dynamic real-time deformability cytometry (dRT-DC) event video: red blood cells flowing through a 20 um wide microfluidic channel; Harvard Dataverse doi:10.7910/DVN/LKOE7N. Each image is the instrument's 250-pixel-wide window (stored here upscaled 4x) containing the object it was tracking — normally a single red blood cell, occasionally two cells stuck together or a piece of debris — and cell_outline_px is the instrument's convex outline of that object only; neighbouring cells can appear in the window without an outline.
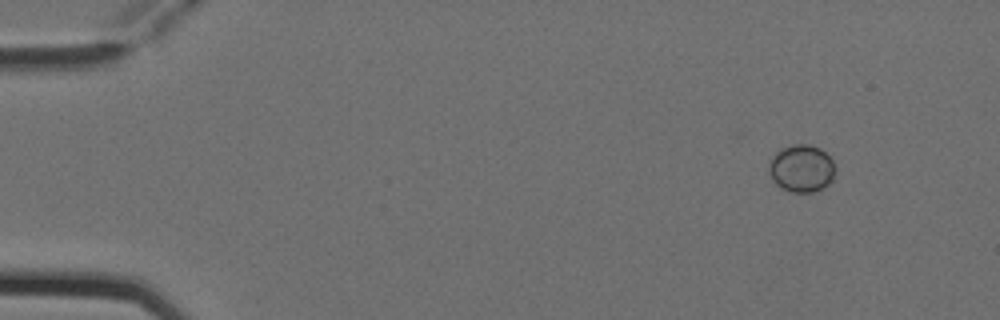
{"species": "Egyptian fruit bat (a non-hibernating species)", "species_latin": "Rousettus aegyptiacus", "temperature_condition": "cold", "stored_images_in_passage": 5, "segment_of_instrument_passage": [1, 2], "camera_frame_rate_fps": 3000, "um_per_image_px": 0.085, "animal": {"sex": "female"}, "frame": {"image": 1, "passage_image": 1, "time_ms": 0.0, "image_size_px": [1000, 320], "cell_outline_px": [[836, 168], [832, 180], [828, 184], [812, 192], [792, 192], [780, 188], [772, 180], [768, 172], [768, 164], [772, 156], [780, 148], [792, 144], [808, 144], [820, 148], [832, 160]], "centroid_in_image_um": [68.09, 14.3], "position_along_channel_um": 16.9, "area_um2": 18.5}}
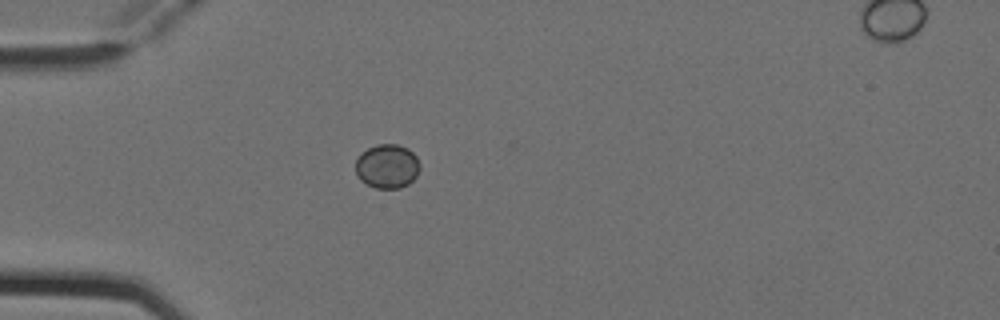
{"frame": {"image": 2, "passage_image": 4, "time_ms": 1.0, "image_size_px": [1000, 320], "cell_outline_px": [[420, 168], [416, 176], [408, 184], [400, 188], [376, 188], [360, 180], [356, 172], [356, 160], [360, 152], [376, 144], [396, 144], [408, 148], [416, 156], [420, 164]], "centroid_in_image_um": [32.91, 14.12], "position_along_channel_um": 52.1, "area_um2": 16.59}}